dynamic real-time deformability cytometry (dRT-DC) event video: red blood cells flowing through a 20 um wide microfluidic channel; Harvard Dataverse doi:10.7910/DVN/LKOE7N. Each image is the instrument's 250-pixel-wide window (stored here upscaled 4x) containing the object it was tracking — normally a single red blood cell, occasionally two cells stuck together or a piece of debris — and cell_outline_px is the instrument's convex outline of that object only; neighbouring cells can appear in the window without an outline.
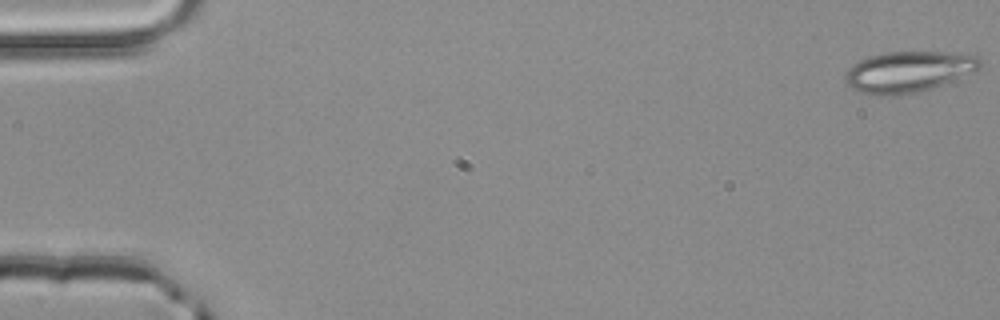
{"species": "common noctule bat (a hibernating species)", "species_latin": "Nyctalus noctula", "temperature_condition": "room temperature", "stored_images_in_passage": 52, "camera_frame_rate_fps": 3000, "um_per_image_px": 0.085, "animal": {"sex": "male", "body_mass_g": 20.4}, "frame": {"image": 1, "passage_image": 1, "time_ms": 0.0, "image_size_px": [1000, 320], "cell_outline_px": [[980, 68], [972, 72], [932, 88], [900, 96], [880, 96], [856, 92], [844, 80], [844, 76], [848, 68], [852, 64], [868, 56], [888, 52], [940, 52], [980, 56]], "centroid_in_image_um": [77.15, 6.11], "position_along_channel_um": 7.9, "area_um2": 32.19}}
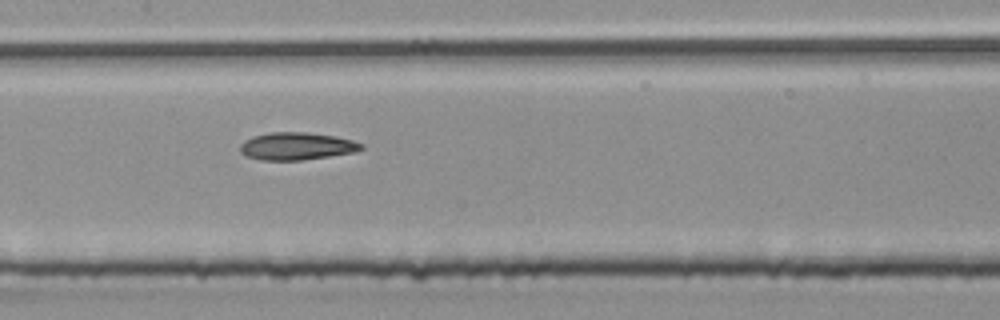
{"frame": {"image": 2, "passage_image": 26, "time_ms": 8.333, "image_size_px": [1000, 320], "cell_outline_px": [[364, 148], [356, 152], [300, 160], [260, 160], [244, 156], [240, 152], [240, 144], [244, 140], [252, 136], [268, 132], [308, 132], [336, 136], [352, 140], [364, 144]], "centroid_in_image_um": [25.19, 12.42], "position_along_channel_um": 182.2, "area_um2": 19.65}}
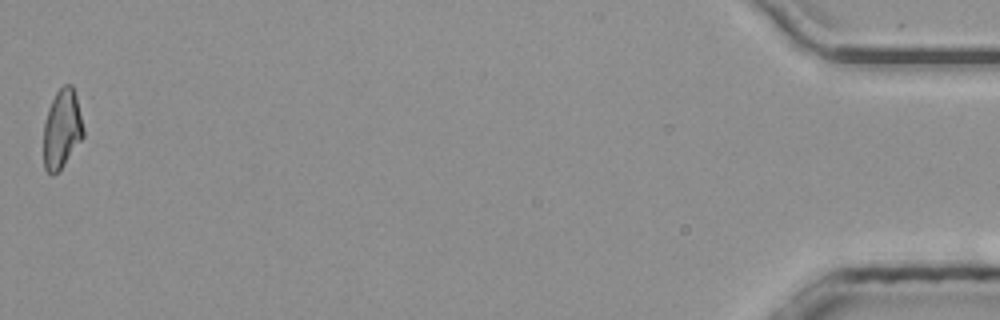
{"frame": {"image": 3, "passage_image": 52, "time_ms": 17.0, "image_size_px": [1000, 320], "cell_outline_px": [[84, 136], [60, 172], [52, 176], [44, 168], [44, 120], [48, 108], [56, 92], [64, 84], [72, 84], [76, 96], [84, 128]], "centroid_in_image_um": [5.26, 11.0], "position_along_channel_um": 429.9, "area_um2": 18.61}, "authors_computed_cell_mechanics": {"area_um2": 19.5653, "velocity_mm_per_s": 4.0316, "shape_relaxation_time_tau1_ms": null, "shape_relaxation_time_tau2_ms": 3.8306, "deformation_change_tau1": null, "deformation_change_tau2": 0.1258}}